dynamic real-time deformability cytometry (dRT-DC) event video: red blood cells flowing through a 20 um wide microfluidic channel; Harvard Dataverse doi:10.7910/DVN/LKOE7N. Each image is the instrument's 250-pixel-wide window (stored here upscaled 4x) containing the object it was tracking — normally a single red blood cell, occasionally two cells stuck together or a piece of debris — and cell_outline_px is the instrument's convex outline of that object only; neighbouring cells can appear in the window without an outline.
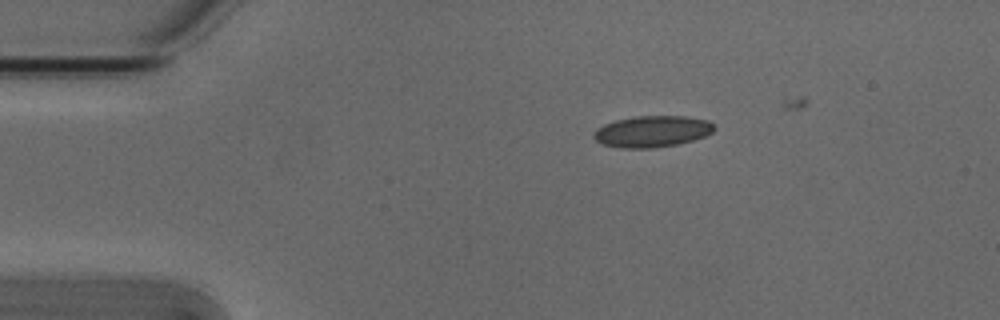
{"species": "Egyptian fruit bat (a non-hibernating species)", "species_latin": "Rousettus aegyptiacus", "temperature_condition": "cold", "stored_images_in_passage": 2, "camera_frame_rate_fps": 3000, "um_per_image_px": 0.085, "animal": {"sex": "male"}, "frame": {"image": 1, "passage_image": 1, "time_ms": 0.0, "image_size_px": [1000, 320], "cell_outline_px": [[716, 128], [712, 132], [704, 136], [692, 140], [676, 144], [652, 148], [620, 148], [604, 144], [596, 140], [592, 136], [592, 132], [596, 128], [604, 124], [616, 120], [636, 116], [684, 116], [708, 120]], "centroid_in_image_um": [55.4, 11.17], "position_along_channel_um": 29.6, "area_um2": 21.96}}